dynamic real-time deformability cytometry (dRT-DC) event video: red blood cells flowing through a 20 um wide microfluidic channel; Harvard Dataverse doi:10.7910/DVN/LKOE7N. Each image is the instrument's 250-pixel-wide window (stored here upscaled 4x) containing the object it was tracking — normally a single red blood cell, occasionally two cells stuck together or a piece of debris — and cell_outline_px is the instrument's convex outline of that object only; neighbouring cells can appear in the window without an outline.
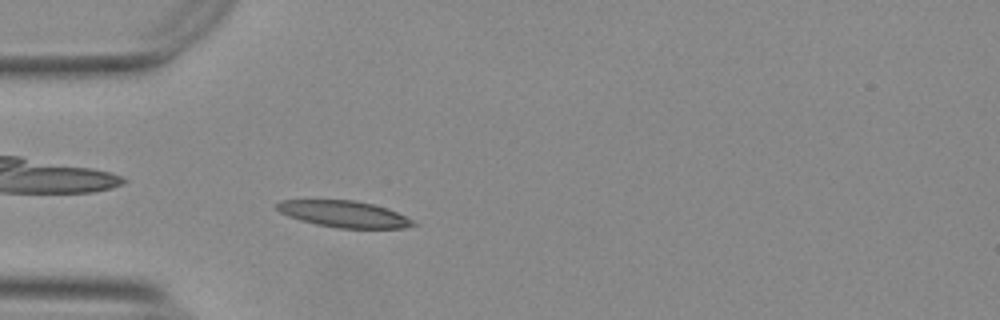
{"species": "Egyptian fruit bat (a non-hibernating species)", "species_latin": "Rousettus aegyptiacus", "temperature_condition": "warm", "stored_images_in_passage": 51, "camera_frame_rate_fps": 3000, "um_per_image_px": 0.085, "animal": {"sex": "female"}, "frame": {"image": 1, "passage_image": 13, "time_ms": 4.0, "image_size_px": [1000, 320], "cell_outline_px": [[416, 224], [404, 228], [336, 228], [316, 224], [300, 220], [288, 216], [280, 212], [276, 208], [276, 204], [280, 200], [352, 200], [372, 204], [396, 212], [412, 220]], "centroid_in_image_um": [29.18, 18.19], "position_along_channel_um": 55.8, "area_um2": 20.75}}
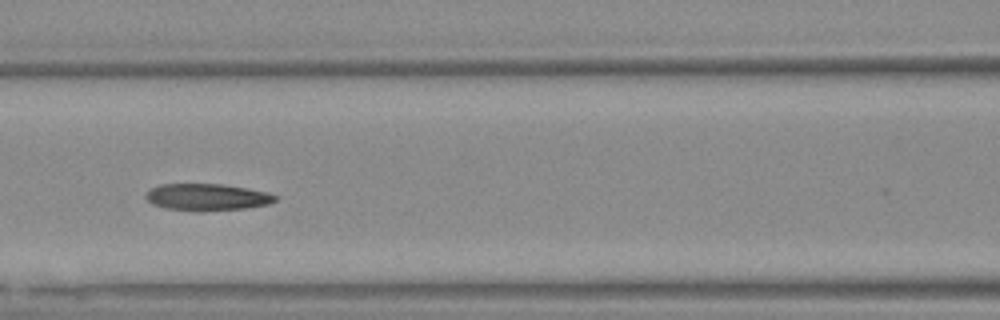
{"frame": {"image": 2, "passage_image": 21, "time_ms": 6.667, "image_size_px": [1000, 320], "cell_outline_px": [[280, 196], [276, 200], [268, 204], [248, 208], [204, 212], [196, 212], [164, 208], [152, 204], [144, 196], [152, 188], [160, 184], [220, 184], [268, 192]], "centroid_in_image_um": [17.61, 16.78], "position_along_channel_um": 149.0, "area_um2": 20.52}}
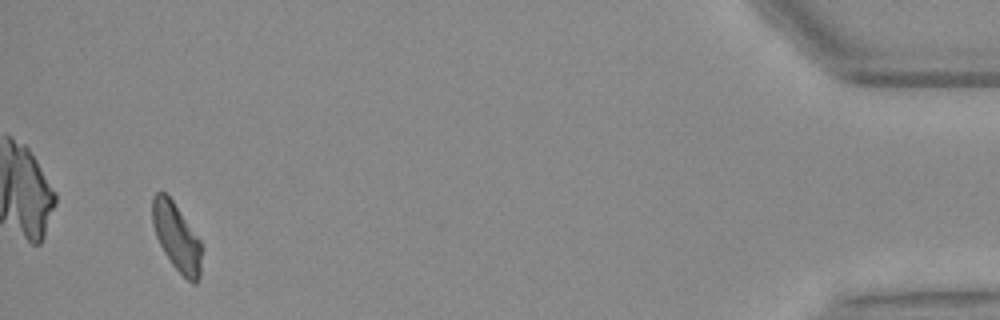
{"frame": {"image": 3, "passage_image": 49, "time_ms": 16.0, "image_size_px": [1000, 320], "cell_outline_px": [[204, 248], [200, 276], [196, 284], [192, 284], [172, 264], [164, 252], [156, 236], [152, 224], [152, 196], [160, 188], [172, 200], [200, 240]], "centroid_in_image_um": [15.03, 20.16], "position_along_channel_um": 420.2, "area_um2": 19.65}, "authors_computed_cell_mechanics": {"area_um2": 20.2878, "velocity_mm_per_s": 3.7327, "shape_relaxation_time_tau1_ms": 10.905, "shape_relaxation_time_tau2_ms": 3.867, "deformation_change_tau1": 0.2621, "deformation_change_tau2": 0.1257}}